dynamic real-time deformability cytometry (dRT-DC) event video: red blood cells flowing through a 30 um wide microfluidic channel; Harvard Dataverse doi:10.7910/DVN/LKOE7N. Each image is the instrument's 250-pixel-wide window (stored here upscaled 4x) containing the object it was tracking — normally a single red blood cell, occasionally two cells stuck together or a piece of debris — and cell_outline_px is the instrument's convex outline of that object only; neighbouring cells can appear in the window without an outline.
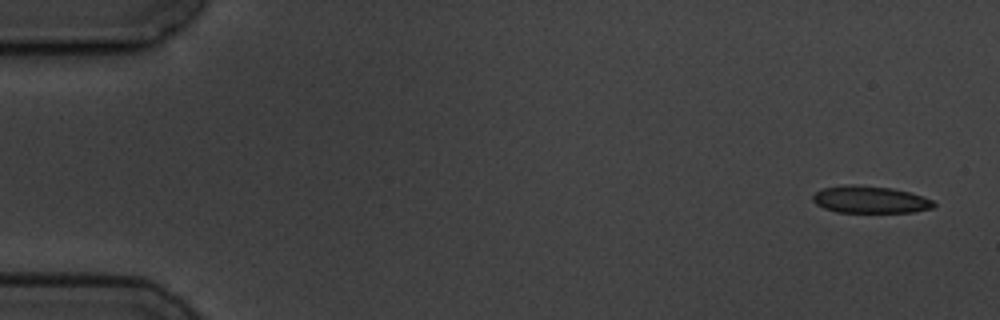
{"species": "common noctule bat (a hibernating species)", "species_latin": "Nyctalus noctula", "temperature_condition": "cold", "stored_images_in_passage": 4, "camera_frame_rate_fps": 3000, "um_per_image_px": 0.085, "animal": {"sex": "male", "body_mass_g": 19.5, "forearm_length_mm": 54.6}, "frame": {"image": 1, "passage_image": 1, "time_ms": 0.0, "image_size_px": [1000, 320], "cell_outline_px": [[936, 204], [932, 208], [912, 212], [836, 212], [824, 208], [816, 204], [812, 200], [812, 196], [816, 192], [824, 188], [844, 184], [856, 184], [892, 188], [908, 192], [932, 200]], "centroid_in_image_um": [73.92, 16.96], "position_along_channel_um": 11.1, "area_um2": 19.07}}
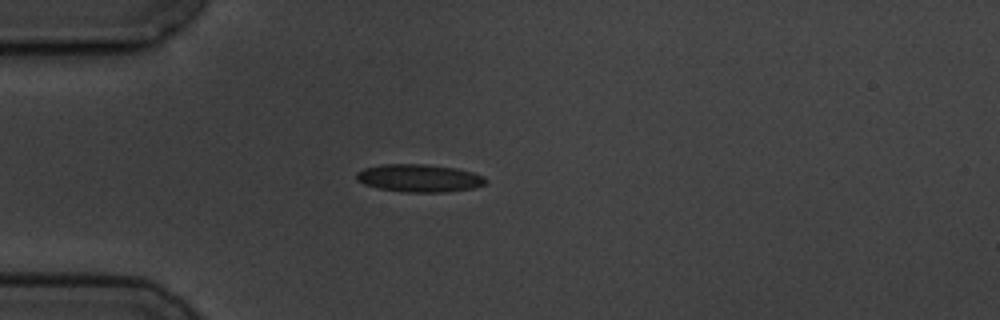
{"frame": {"image": 2, "passage_image": 4, "time_ms": 4.333, "image_size_px": [1000, 320], "cell_outline_px": [[488, 180], [484, 184], [472, 188], [444, 192], [408, 192], [380, 188], [364, 184], [356, 180], [356, 172], [364, 168], [380, 164], [424, 164], [456, 168], [472, 172], [484, 176]], "centroid_in_image_um": [35.62, 15.13], "position_along_channel_um": 49.4, "area_um2": 20.81}}